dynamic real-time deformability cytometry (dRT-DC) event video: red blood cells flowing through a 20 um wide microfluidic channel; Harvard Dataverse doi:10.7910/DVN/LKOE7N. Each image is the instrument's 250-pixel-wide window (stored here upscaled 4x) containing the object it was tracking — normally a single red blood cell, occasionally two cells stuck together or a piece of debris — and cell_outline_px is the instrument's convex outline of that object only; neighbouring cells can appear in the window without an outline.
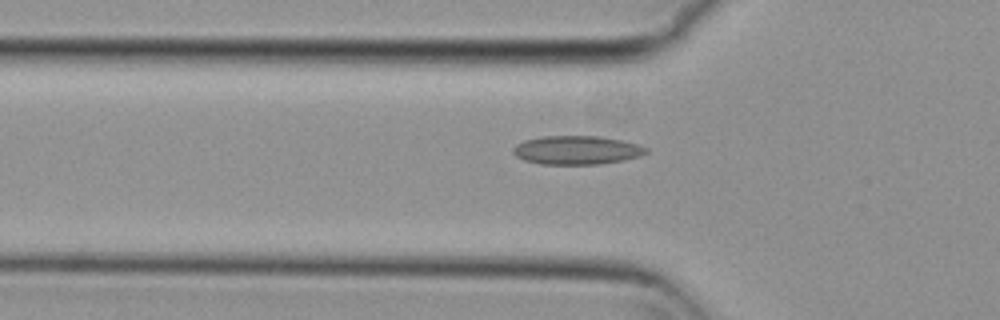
{"species": "common noctule bat (a hibernating species)", "species_latin": "Nyctalus noctula", "temperature_condition": "cold", "stored_images_in_passage": 31, "camera_frame_rate_fps": 3000, "um_per_image_px": 0.085, "animal": {"sex": "female", "body_mass_g": 29.2, "forearm_length_mm": 56.3}, "frame": {"image": 1, "passage_image": 6, "time_ms": 1.667, "image_size_px": [1000, 320], "cell_outline_px": [[648, 152], [640, 156], [624, 160], [600, 164], [540, 164], [524, 160], [516, 156], [512, 152], [512, 148], [516, 144], [524, 140], [544, 136], [600, 136], [640, 144], [648, 148]], "centroid_in_image_um": [49.03, 12.76], "position_along_channel_um": 76.8, "area_um2": 22.37}}
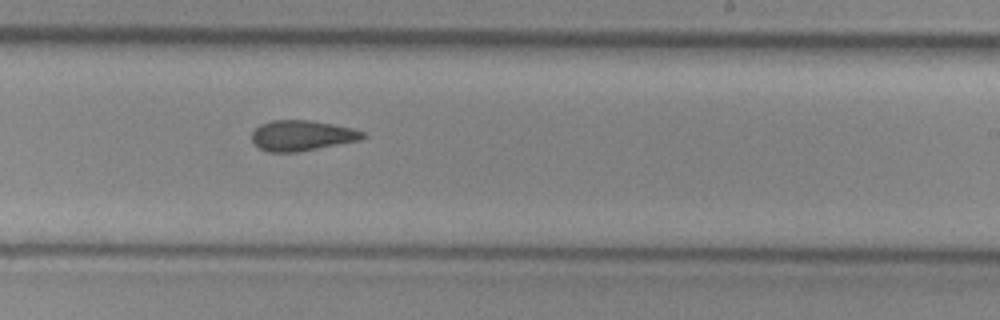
{"frame": {"image": 2, "passage_image": 21, "time_ms": 6.667, "image_size_px": [1000, 320], "cell_outline_px": [[368, 136], [360, 140], [300, 152], [268, 152], [252, 144], [252, 132], [260, 124], [272, 120], [308, 120], [332, 124], [352, 128], [364, 132]], "centroid_in_image_um": [25.65, 11.53], "position_along_channel_um": 263.3, "area_um2": 19.83}}
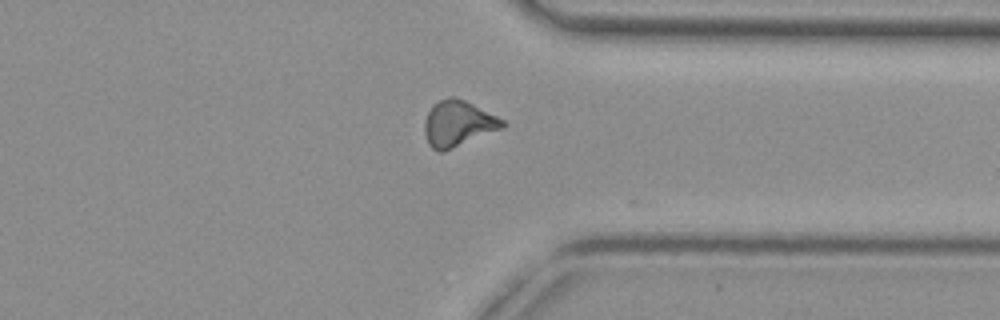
{"frame": {"image": 3, "passage_image": 30, "time_ms": 9.667, "image_size_px": [1000, 320], "cell_outline_px": [[508, 124], [504, 128], [444, 152], [440, 152], [432, 148], [428, 144], [424, 132], [424, 120], [432, 104], [436, 100], [452, 96], [464, 100], [504, 120]], "centroid_in_image_um": [38.92, 10.51], "position_along_channel_um": 372.5, "area_um2": 21.04}, "authors_computed_cell_mechanics": {"area_um2": 20.2878, "velocity_mm_per_s": 3.7219, "shape_relaxation_time_tau1_ms": null, "shape_relaxation_time_tau2_ms": 5.2848, "deformation_change_tau1": null, "deformation_change_tau2": 0.1266}}